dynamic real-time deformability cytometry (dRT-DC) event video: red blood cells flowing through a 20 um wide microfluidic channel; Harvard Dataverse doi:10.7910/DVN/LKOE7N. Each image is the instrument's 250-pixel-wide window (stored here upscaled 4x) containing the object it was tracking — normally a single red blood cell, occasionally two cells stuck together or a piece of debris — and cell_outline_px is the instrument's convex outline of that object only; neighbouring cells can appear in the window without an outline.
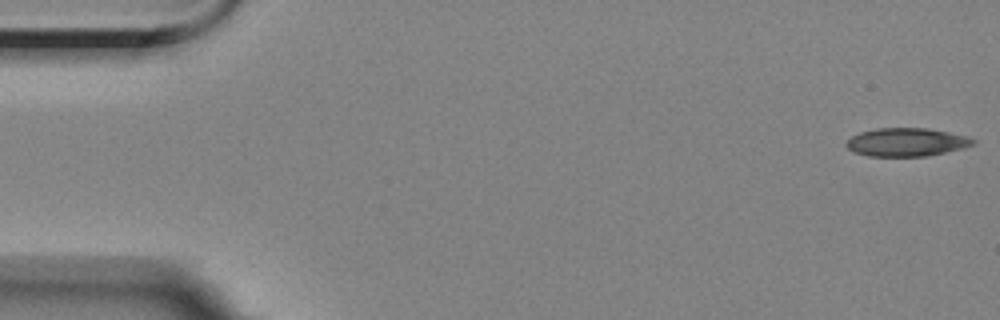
{"species": "Egyptian fruit bat (a non-hibernating species)", "species_latin": "Rousettus aegyptiacus", "temperature_condition": "room temperature", "stored_images_in_passage": 4, "camera_frame_rate_fps": 3000, "um_per_image_px": 0.085, "animal": {"sex": "female"}, "frame": {"image": 1, "passage_image": 1, "time_ms": 0.0, "image_size_px": [1000, 320], "cell_outline_px": [[976, 144], [964, 148], [924, 156], [868, 156], [852, 152], [844, 144], [852, 136], [860, 132], [876, 128], [928, 128], [968, 136], [976, 140]], "centroid_in_image_um": [77.05, 12.08], "position_along_channel_um": 7.9, "area_um2": 20.98}}